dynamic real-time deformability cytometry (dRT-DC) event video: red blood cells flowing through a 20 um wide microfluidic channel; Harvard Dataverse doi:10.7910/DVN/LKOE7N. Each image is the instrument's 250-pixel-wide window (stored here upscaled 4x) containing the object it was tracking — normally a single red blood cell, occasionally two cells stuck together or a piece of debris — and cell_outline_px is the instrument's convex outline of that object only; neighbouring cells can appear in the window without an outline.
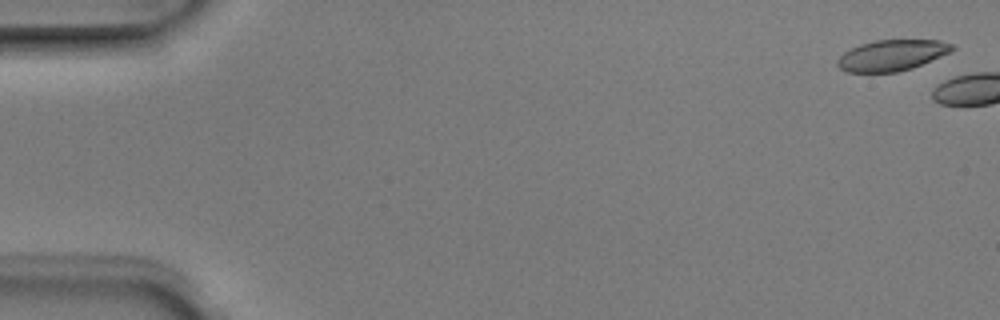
{"species": "Egyptian fruit bat (a non-hibernating species)", "species_latin": "Rousettus aegyptiacus", "temperature_condition": "room temperature", "stored_images_in_passage": 2, "camera_frame_rate_fps": 3000, "um_per_image_px": 0.085, "animal": {"sex": "male"}, "frame": {"image": 1, "passage_image": 1, "time_ms": 0.0, "image_size_px": [1000, 320], "cell_outline_px": [[956, 48], [952, 52], [912, 68], [896, 72], [844, 72], [836, 64], [836, 60], [844, 52], [860, 44], [876, 40], [940, 40], [952, 44]], "centroid_in_image_um": [75.81, 4.7], "position_along_channel_um": 9.2, "area_um2": 20.75}}